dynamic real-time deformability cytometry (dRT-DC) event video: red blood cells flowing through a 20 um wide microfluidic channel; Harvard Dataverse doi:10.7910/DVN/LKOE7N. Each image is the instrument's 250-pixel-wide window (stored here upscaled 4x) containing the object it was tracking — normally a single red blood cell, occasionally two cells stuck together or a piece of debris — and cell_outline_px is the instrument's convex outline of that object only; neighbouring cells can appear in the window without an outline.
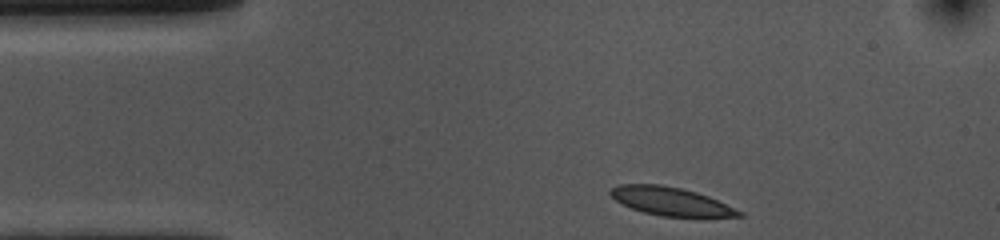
{"species": "common noctule bat (a hibernating species)", "species_latin": "Nyctalus noctula", "temperature_condition": "cold", "stored_images_in_passage": 8, "camera_frame_rate_fps": 3000, "um_per_image_px": 0.085, "animal": {"sex": "female", "body_mass_g": 10.0, "forearm_length_mm": 53.1}, "frame": {"image": 1, "passage_image": 1, "time_ms": 0.0, "image_size_px": [1000, 240], "cell_outline_px": [[744, 216], [704, 220], [660, 216], [644, 212], [632, 208], [616, 200], [608, 192], [612, 188], [620, 184], [660, 184], [680, 188], [696, 192], [708, 196], [744, 212]], "centroid_in_image_um": [57.16, 17.18], "position_along_channel_um": 27.8, "area_um2": 22.02}}
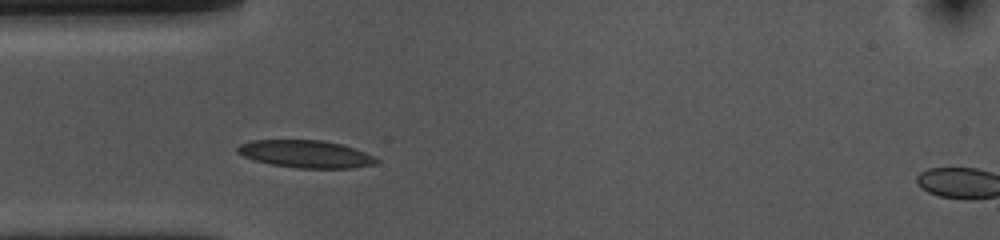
{"frame": {"image": 2, "passage_image": 7, "time_ms": 2.0, "image_size_px": [1000, 240], "cell_outline_px": [[380, 160], [376, 164], [352, 168], [300, 168], [272, 164], [256, 160], [244, 156], [236, 152], [236, 148], [240, 144], [252, 140], [324, 140], [344, 144], [364, 152]], "centroid_in_image_um": [26.01, 13.08], "position_along_channel_um": 59.0, "area_um2": 22.2}}